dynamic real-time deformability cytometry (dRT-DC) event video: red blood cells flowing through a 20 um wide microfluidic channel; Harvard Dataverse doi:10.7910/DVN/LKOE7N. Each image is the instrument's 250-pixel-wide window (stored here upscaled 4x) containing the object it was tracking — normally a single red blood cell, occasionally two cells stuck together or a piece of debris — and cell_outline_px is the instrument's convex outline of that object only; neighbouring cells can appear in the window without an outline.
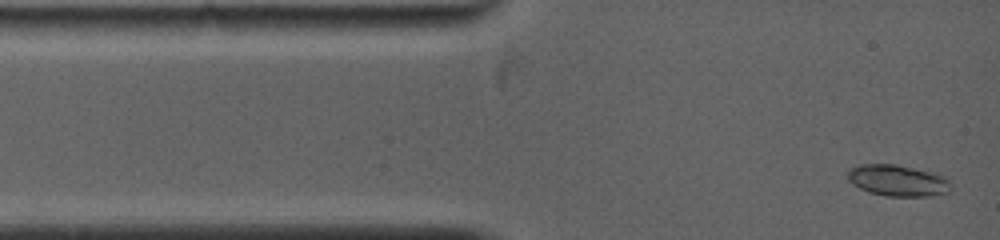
{"species": "common noctule bat (a hibernating species)", "species_latin": "Nyctalus noctula", "temperature_condition": "warm", "stored_images_in_passage": 13, "camera_frame_rate_fps": 5000, "um_per_image_px": 0.085, "animal": {"sex": "female", "body_mass_g": 19.0, "forearm_length_mm": 53.3}, "frame": {"image": 1, "passage_image": 1, "time_ms": 0.0, "image_size_px": [1000, 240], "cell_outline_px": [[952, 192], [932, 196], [888, 196], [868, 192], [852, 184], [848, 180], [848, 168], [860, 164], [896, 164], [932, 172], [948, 176], [952, 184]], "centroid_in_image_um": [76.37, 15.34], "position_along_channel_um": 8.6, "area_um2": 19.31}}
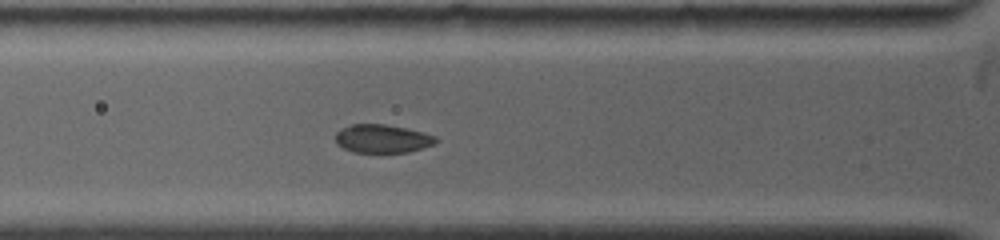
{"frame": {"image": 2, "passage_image": 8, "time_ms": 3.2, "image_size_px": [1000, 240], "cell_outline_px": [[440, 140], [436, 144], [408, 152], [352, 152], [336, 144], [336, 132], [340, 128], [352, 124], [384, 124], [424, 132], [436, 136]], "centroid_in_image_um": [32.52, 11.78], "position_along_channel_um": 93.3, "area_um2": 16.7}}
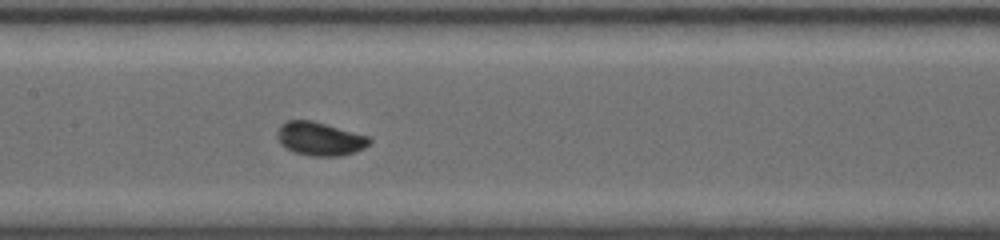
{"frame": {"image": 3, "passage_image": 13, "time_ms": 5.4, "image_size_px": [1000, 240], "cell_outline_px": [[372, 140], [364, 148], [356, 152], [340, 156], [312, 156], [296, 152], [280, 144], [276, 136], [276, 132], [280, 124], [288, 120], [312, 120], [368, 136]], "centroid_in_image_um": [27.17, 11.79], "position_along_channel_um": 180.2, "area_um2": 17.98}}